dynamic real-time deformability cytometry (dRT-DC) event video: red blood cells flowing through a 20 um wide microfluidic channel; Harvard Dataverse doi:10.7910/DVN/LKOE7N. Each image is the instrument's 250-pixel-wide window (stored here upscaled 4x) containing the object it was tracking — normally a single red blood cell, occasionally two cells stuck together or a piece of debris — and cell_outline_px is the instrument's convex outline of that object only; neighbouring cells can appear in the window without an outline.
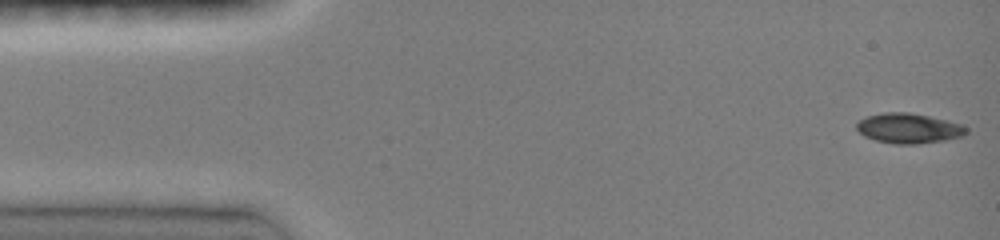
{"species": "common noctule bat (a hibernating species)", "species_latin": "Nyctalus noctula", "temperature_condition": "room temperature", "stored_images_in_passage": 46, "camera_frame_rate_fps": 3000, "um_per_image_px": 0.085, "animal": {"sex": "female", "body_mass_g": 19.0, "forearm_length_mm": 51.5}, "frame": {"image": 1, "passage_image": 1, "time_ms": 0.0, "image_size_px": [1000, 240], "cell_outline_px": [[968, 132], [960, 136], [944, 140], [916, 144], [892, 144], [876, 140], [864, 136], [856, 128], [856, 124], [860, 120], [868, 116], [884, 112], [908, 112], [928, 116], [960, 124], [968, 128]], "centroid_in_image_um": [77.21, 10.91], "position_along_channel_um": 7.8, "area_um2": 18.96}}
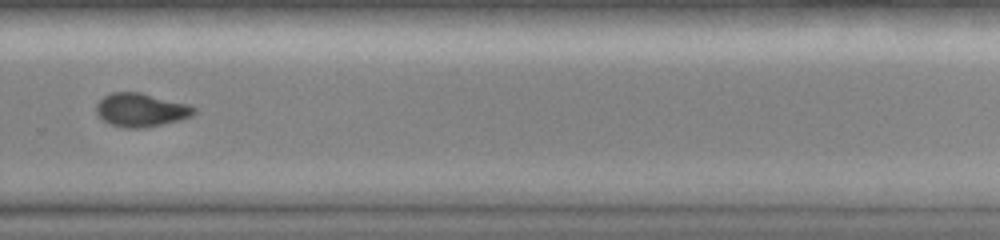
{"frame": {"image": 2, "passage_image": 32, "time_ms": 10.333, "image_size_px": [1000, 240], "cell_outline_px": [[196, 112], [192, 116], [180, 120], [144, 128], [128, 128], [108, 124], [96, 112], [96, 104], [104, 96], [112, 92], [140, 92], [188, 104], [196, 108]], "centroid_in_image_um": [11.99, 9.35], "position_along_channel_um": 317.8, "area_um2": 19.07}}
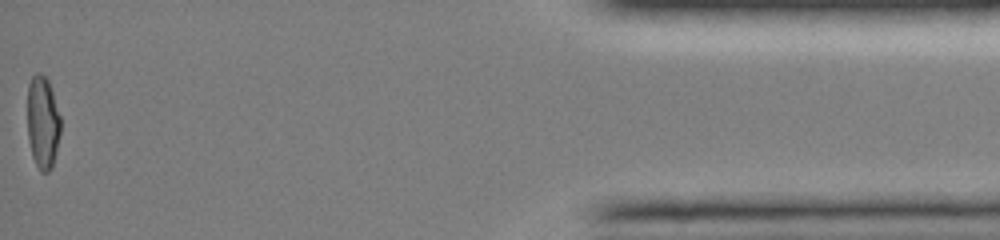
{"frame": {"image": 3, "passage_image": 46, "time_ms": 15.0, "image_size_px": [1000, 240], "cell_outline_px": [[60, 132], [56, 152], [52, 168], [48, 172], [40, 172], [32, 156], [28, 140], [28, 84], [32, 76], [36, 72], [40, 72], [48, 80], [60, 116]], "centroid_in_image_um": [3.63, 10.41], "position_along_channel_um": 431.6, "area_um2": 17.92}, "authors_computed_cell_mechanics": {"area_um2": 19.1607, "velocity_mm_per_s": 4.1335, "shape_relaxation_time_tau1_ms": 6.1666, "shape_relaxation_time_tau2_ms": 6.9145, "deformation_change_tau1": 0.1771, "deformation_change_tau2": 0.0487}}